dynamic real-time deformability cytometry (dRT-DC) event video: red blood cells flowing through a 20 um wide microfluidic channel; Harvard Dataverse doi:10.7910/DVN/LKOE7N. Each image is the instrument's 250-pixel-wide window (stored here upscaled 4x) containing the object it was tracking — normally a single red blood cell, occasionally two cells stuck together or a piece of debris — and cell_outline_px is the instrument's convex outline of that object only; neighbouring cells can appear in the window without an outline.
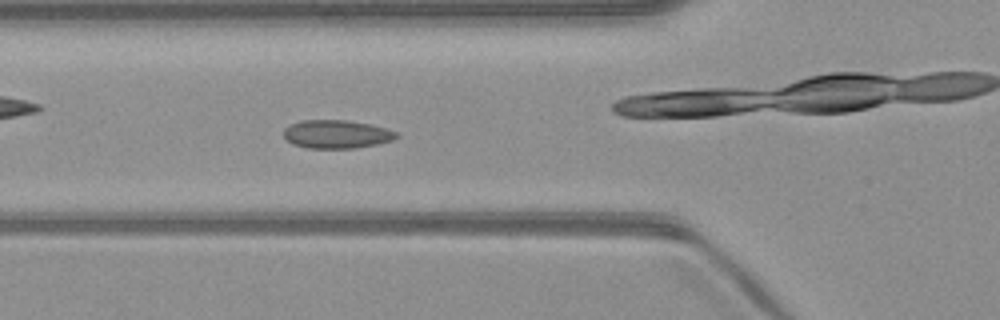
{"species": "common noctule bat (a hibernating species)", "species_latin": "Nyctalus noctula", "temperature_condition": "warm", "stored_images_in_passage": 41, "camera_frame_rate_fps": 3000, "um_per_image_px": 0.085, "animal": {"sex": "male", "body_mass_g": 23.1, "forearm_length_mm": 52.7}, "frame": {"image": 1, "passage_image": 12, "time_ms": 3.667, "image_size_px": [1000, 320], "cell_outline_px": [[400, 136], [392, 140], [376, 144], [356, 148], [308, 148], [292, 144], [284, 136], [284, 128], [300, 120], [348, 120], [372, 124], [388, 128], [396, 132]], "centroid_in_image_um": [28.64, 11.4], "position_along_channel_um": 97.2, "area_um2": 18.73}, "authors_computed_cell_mechanics": {"area_um2": 17.8024, "velocity_mm_per_s": 4.0313, "shape_relaxation_time_tau1_ms": null, "shape_relaxation_time_tau2_ms": 1.1015, "deformation_change_tau1": null, "deformation_change_tau2": 0.0708}}